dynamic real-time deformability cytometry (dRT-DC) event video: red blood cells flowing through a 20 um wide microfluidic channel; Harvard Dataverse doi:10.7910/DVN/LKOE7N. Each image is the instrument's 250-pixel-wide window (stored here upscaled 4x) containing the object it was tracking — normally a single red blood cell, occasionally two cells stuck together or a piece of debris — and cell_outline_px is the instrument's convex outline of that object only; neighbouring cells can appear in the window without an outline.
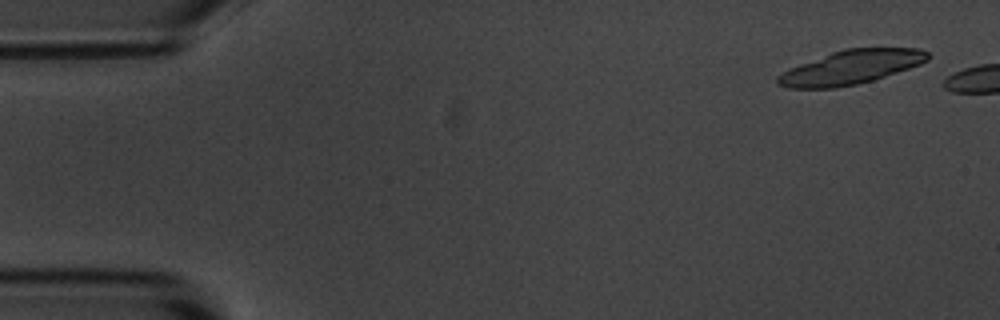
{"species": "common noctule bat (a hibernating species)", "species_latin": "Nyctalus noctula", "temperature_condition": "room temperature", "stored_images_in_passage": 5, "camera_frame_rate_fps": 3000, "um_per_image_px": 0.085, "animal": {"sex": "male", "body_mass_g": 20.1, "forearm_length_mm": 53.5}, "frame": {"image": 1, "passage_image": 1, "time_ms": 0.0, "image_size_px": [1000, 320], "cell_outline_px": [[928, 60], [920, 64], [872, 80], [856, 84], [832, 88], [788, 88], [776, 84], [776, 76], [800, 64], [832, 52], [844, 48], [920, 48], [928, 52]], "centroid_in_image_um": [72.31, 5.71], "position_along_channel_um": 12.7, "area_um2": 29.25}}